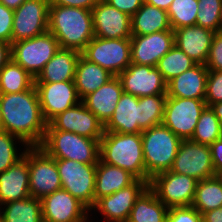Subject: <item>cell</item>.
Returning <instances> with one entry per match:
<instances>
[{
	"mask_svg": "<svg viewBox=\"0 0 222 222\" xmlns=\"http://www.w3.org/2000/svg\"><path fill=\"white\" fill-rule=\"evenodd\" d=\"M0 107L4 131L28 147L40 146L48 123L43 118L35 85L20 93L0 94Z\"/></svg>",
	"mask_w": 222,
	"mask_h": 222,
	"instance_id": "1",
	"label": "cell"
},
{
	"mask_svg": "<svg viewBox=\"0 0 222 222\" xmlns=\"http://www.w3.org/2000/svg\"><path fill=\"white\" fill-rule=\"evenodd\" d=\"M48 31L58 40L60 48L82 52L95 37L92 10L49 5Z\"/></svg>",
	"mask_w": 222,
	"mask_h": 222,
	"instance_id": "2",
	"label": "cell"
},
{
	"mask_svg": "<svg viewBox=\"0 0 222 222\" xmlns=\"http://www.w3.org/2000/svg\"><path fill=\"white\" fill-rule=\"evenodd\" d=\"M99 159L146 181L141 133L104 132L100 140Z\"/></svg>",
	"mask_w": 222,
	"mask_h": 222,
	"instance_id": "3",
	"label": "cell"
},
{
	"mask_svg": "<svg viewBox=\"0 0 222 222\" xmlns=\"http://www.w3.org/2000/svg\"><path fill=\"white\" fill-rule=\"evenodd\" d=\"M146 170V181L161 172L171 169L181 139L163 124L141 132Z\"/></svg>",
	"mask_w": 222,
	"mask_h": 222,
	"instance_id": "4",
	"label": "cell"
},
{
	"mask_svg": "<svg viewBox=\"0 0 222 222\" xmlns=\"http://www.w3.org/2000/svg\"><path fill=\"white\" fill-rule=\"evenodd\" d=\"M39 147L54 159L75 160L84 164H97L99 161L100 140L73 132L46 130Z\"/></svg>",
	"mask_w": 222,
	"mask_h": 222,
	"instance_id": "5",
	"label": "cell"
},
{
	"mask_svg": "<svg viewBox=\"0 0 222 222\" xmlns=\"http://www.w3.org/2000/svg\"><path fill=\"white\" fill-rule=\"evenodd\" d=\"M59 49L58 40L47 31L33 38L11 43V58L36 79Z\"/></svg>",
	"mask_w": 222,
	"mask_h": 222,
	"instance_id": "6",
	"label": "cell"
},
{
	"mask_svg": "<svg viewBox=\"0 0 222 222\" xmlns=\"http://www.w3.org/2000/svg\"><path fill=\"white\" fill-rule=\"evenodd\" d=\"M62 189L83 203L90 211L95 205L94 188L97 164L55 159Z\"/></svg>",
	"mask_w": 222,
	"mask_h": 222,
	"instance_id": "7",
	"label": "cell"
},
{
	"mask_svg": "<svg viewBox=\"0 0 222 222\" xmlns=\"http://www.w3.org/2000/svg\"><path fill=\"white\" fill-rule=\"evenodd\" d=\"M89 62L95 63L118 76L131 64L130 38L106 39L94 37L81 52Z\"/></svg>",
	"mask_w": 222,
	"mask_h": 222,
	"instance_id": "8",
	"label": "cell"
},
{
	"mask_svg": "<svg viewBox=\"0 0 222 222\" xmlns=\"http://www.w3.org/2000/svg\"><path fill=\"white\" fill-rule=\"evenodd\" d=\"M197 182L188 175L168 170L154 175L149 188L167 208L188 207L193 203Z\"/></svg>",
	"mask_w": 222,
	"mask_h": 222,
	"instance_id": "9",
	"label": "cell"
},
{
	"mask_svg": "<svg viewBox=\"0 0 222 222\" xmlns=\"http://www.w3.org/2000/svg\"><path fill=\"white\" fill-rule=\"evenodd\" d=\"M206 106L204 99L167 96L162 124L181 140H190Z\"/></svg>",
	"mask_w": 222,
	"mask_h": 222,
	"instance_id": "10",
	"label": "cell"
},
{
	"mask_svg": "<svg viewBox=\"0 0 222 222\" xmlns=\"http://www.w3.org/2000/svg\"><path fill=\"white\" fill-rule=\"evenodd\" d=\"M62 188L54 158L41 147H29V191L30 196L42 199Z\"/></svg>",
	"mask_w": 222,
	"mask_h": 222,
	"instance_id": "11",
	"label": "cell"
},
{
	"mask_svg": "<svg viewBox=\"0 0 222 222\" xmlns=\"http://www.w3.org/2000/svg\"><path fill=\"white\" fill-rule=\"evenodd\" d=\"M170 171L197 181L216 176L209 145L182 140Z\"/></svg>",
	"mask_w": 222,
	"mask_h": 222,
	"instance_id": "12",
	"label": "cell"
},
{
	"mask_svg": "<svg viewBox=\"0 0 222 222\" xmlns=\"http://www.w3.org/2000/svg\"><path fill=\"white\" fill-rule=\"evenodd\" d=\"M49 5V0H26L14 10L12 43L48 31Z\"/></svg>",
	"mask_w": 222,
	"mask_h": 222,
	"instance_id": "13",
	"label": "cell"
},
{
	"mask_svg": "<svg viewBox=\"0 0 222 222\" xmlns=\"http://www.w3.org/2000/svg\"><path fill=\"white\" fill-rule=\"evenodd\" d=\"M46 130L73 132L98 140H101L105 132L104 124L86 108L82 101L54 117L47 124Z\"/></svg>",
	"mask_w": 222,
	"mask_h": 222,
	"instance_id": "14",
	"label": "cell"
},
{
	"mask_svg": "<svg viewBox=\"0 0 222 222\" xmlns=\"http://www.w3.org/2000/svg\"><path fill=\"white\" fill-rule=\"evenodd\" d=\"M148 187L147 181L136 179L118 192L98 199L91 211L98 210L106 222H127L136 200Z\"/></svg>",
	"mask_w": 222,
	"mask_h": 222,
	"instance_id": "15",
	"label": "cell"
},
{
	"mask_svg": "<svg viewBox=\"0 0 222 222\" xmlns=\"http://www.w3.org/2000/svg\"><path fill=\"white\" fill-rule=\"evenodd\" d=\"M117 77L120 79L123 92L138 98L167 94V83L156 66L131 63Z\"/></svg>",
	"mask_w": 222,
	"mask_h": 222,
	"instance_id": "16",
	"label": "cell"
},
{
	"mask_svg": "<svg viewBox=\"0 0 222 222\" xmlns=\"http://www.w3.org/2000/svg\"><path fill=\"white\" fill-rule=\"evenodd\" d=\"M44 120L49 123L59 113L81 102L74 80L35 83Z\"/></svg>",
	"mask_w": 222,
	"mask_h": 222,
	"instance_id": "17",
	"label": "cell"
},
{
	"mask_svg": "<svg viewBox=\"0 0 222 222\" xmlns=\"http://www.w3.org/2000/svg\"><path fill=\"white\" fill-rule=\"evenodd\" d=\"M41 202L43 222H85L92 214L83 203L62 188L44 196Z\"/></svg>",
	"mask_w": 222,
	"mask_h": 222,
	"instance_id": "18",
	"label": "cell"
},
{
	"mask_svg": "<svg viewBox=\"0 0 222 222\" xmlns=\"http://www.w3.org/2000/svg\"><path fill=\"white\" fill-rule=\"evenodd\" d=\"M130 40L131 63L155 67L159 60L174 46V31L132 35Z\"/></svg>",
	"mask_w": 222,
	"mask_h": 222,
	"instance_id": "19",
	"label": "cell"
},
{
	"mask_svg": "<svg viewBox=\"0 0 222 222\" xmlns=\"http://www.w3.org/2000/svg\"><path fill=\"white\" fill-rule=\"evenodd\" d=\"M94 36L106 39L131 38V17L100 0L92 9Z\"/></svg>",
	"mask_w": 222,
	"mask_h": 222,
	"instance_id": "20",
	"label": "cell"
},
{
	"mask_svg": "<svg viewBox=\"0 0 222 222\" xmlns=\"http://www.w3.org/2000/svg\"><path fill=\"white\" fill-rule=\"evenodd\" d=\"M29 196V147H27L22 158L6 171L0 172V206Z\"/></svg>",
	"mask_w": 222,
	"mask_h": 222,
	"instance_id": "21",
	"label": "cell"
},
{
	"mask_svg": "<svg viewBox=\"0 0 222 222\" xmlns=\"http://www.w3.org/2000/svg\"><path fill=\"white\" fill-rule=\"evenodd\" d=\"M174 45L197 64H206L212 40L216 32L198 25L174 29Z\"/></svg>",
	"mask_w": 222,
	"mask_h": 222,
	"instance_id": "22",
	"label": "cell"
},
{
	"mask_svg": "<svg viewBox=\"0 0 222 222\" xmlns=\"http://www.w3.org/2000/svg\"><path fill=\"white\" fill-rule=\"evenodd\" d=\"M105 132L141 133L140 98L123 92L114 113L104 125Z\"/></svg>",
	"mask_w": 222,
	"mask_h": 222,
	"instance_id": "23",
	"label": "cell"
},
{
	"mask_svg": "<svg viewBox=\"0 0 222 222\" xmlns=\"http://www.w3.org/2000/svg\"><path fill=\"white\" fill-rule=\"evenodd\" d=\"M122 93L123 88L120 79L114 76L81 101L105 125L112 117Z\"/></svg>",
	"mask_w": 222,
	"mask_h": 222,
	"instance_id": "24",
	"label": "cell"
},
{
	"mask_svg": "<svg viewBox=\"0 0 222 222\" xmlns=\"http://www.w3.org/2000/svg\"><path fill=\"white\" fill-rule=\"evenodd\" d=\"M208 72L204 64H196L167 83V96L204 99Z\"/></svg>",
	"mask_w": 222,
	"mask_h": 222,
	"instance_id": "25",
	"label": "cell"
},
{
	"mask_svg": "<svg viewBox=\"0 0 222 222\" xmlns=\"http://www.w3.org/2000/svg\"><path fill=\"white\" fill-rule=\"evenodd\" d=\"M81 52L60 48L36 77L35 83H52L74 80L76 64Z\"/></svg>",
	"mask_w": 222,
	"mask_h": 222,
	"instance_id": "26",
	"label": "cell"
},
{
	"mask_svg": "<svg viewBox=\"0 0 222 222\" xmlns=\"http://www.w3.org/2000/svg\"><path fill=\"white\" fill-rule=\"evenodd\" d=\"M135 180L136 178L124 169L106 164L99 159L94 188L95 203L101 197L118 192Z\"/></svg>",
	"mask_w": 222,
	"mask_h": 222,
	"instance_id": "27",
	"label": "cell"
},
{
	"mask_svg": "<svg viewBox=\"0 0 222 222\" xmlns=\"http://www.w3.org/2000/svg\"><path fill=\"white\" fill-rule=\"evenodd\" d=\"M114 75L101 66L89 62L80 55L75 69L74 83L79 98L82 100L89 93L106 84Z\"/></svg>",
	"mask_w": 222,
	"mask_h": 222,
	"instance_id": "28",
	"label": "cell"
},
{
	"mask_svg": "<svg viewBox=\"0 0 222 222\" xmlns=\"http://www.w3.org/2000/svg\"><path fill=\"white\" fill-rule=\"evenodd\" d=\"M167 30H172L167 11L145 2L131 17L132 35H147Z\"/></svg>",
	"mask_w": 222,
	"mask_h": 222,
	"instance_id": "29",
	"label": "cell"
},
{
	"mask_svg": "<svg viewBox=\"0 0 222 222\" xmlns=\"http://www.w3.org/2000/svg\"><path fill=\"white\" fill-rule=\"evenodd\" d=\"M168 211L148 187L136 200L127 222H166Z\"/></svg>",
	"mask_w": 222,
	"mask_h": 222,
	"instance_id": "30",
	"label": "cell"
},
{
	"mask_svg": "<svg viewBox=\"0 0 222 222\" xmlns=\"http://www.w3.org/2000/svg\"><path fill=\"white\" fill-rule=\"evenodd\" d=\"M191 206L201 215L207 211L222 207V178L216 175L198 181Z\"/></svg>",
	"mask_w": 222,
	"mask_h": 222,
	"instance_id": "31",
	"label": "cell"
},
{
	"mask_svg": "<svg viewBox=\"0 0 222 222\" xmlns=\"http://www.w3.org/2000/svg\"><path fill=\"white\" fill-rule=\"evenodd\" d=\"M1 208L3 222H43L41 199L29 196L5 203Z\"/></svg>",
	"mask_w": 222,
	"mask_h": 222,
	"instance_id": "32",
	"label": "cell"
},
{
	"mask_svg": "<svg viewBox=\"0 0 222 222\" xmlns=\"http://www.w3.org/2000/svg\"><path fill=\"white\" fill-rule=\"evenodd\" d=\"M34 85L35 78L12 59L0 71V94L20 93Z\"/></svg>",
	"mask_w": 222,
	"mask_h": 222,
	"instance_id": "33",
	"label": "cell"
},
{
	"mask_svg": "<svg viewBox=\"0 0 222 222\" xmlns=\"http://www.w3.org/2000/svg\"><path fill=\"white\" fill-rule=\"evenodd\" d=\"M197 63L186 53L174 45L158 62V71L168 83L173 78L192 68Z\"/></svg>",
	"mask_w": 222,
	"mask_h": 222,
	"instance_id": "34",
	"label": "cell"
},
{
	"mask_svg": "<svg viewBox=\"0 0 222 222\" xmlns=\"http://www.w3.org/2000/svg\"><path fill=\"white\" fill-rule=\"evenodd\" d=\"M221 137V124L211 107L206 106L201 112L195 131L190 140L198 144L210 146Z\"/></svg>",
	"mask_w": 222,
	"mask_h": 222,
	"instance_id": "35",
	"label": "cell"
},
{
	"mask_svg": "<svg viewBox=\"0 0 222 222\" xmlns=\"http://www.w3.org/2000/svg\"><path fill=\"white\" fill-rule=\"evenodd\" d=\"M198 0H173L167 13L171 29L196 25Z\"/></svg>",
	"mask_w": 222,
	"mask_h": 222,
	"instance_id": "36",
	"label": "cell"
},
{
	"mask_svg": "<svg viewBox=\"0 0 222 222\" xmlns=\"http://www.w3.org/2000/svg\"><path fill=\"white\" fill-rule=\"evenodd\" d=\"M167 94L140 97L141 129L162 124Z\"/></svg>",
	"mask_w": 222,
	"mask_h": 222,
	"instance_id": "37",
	"label": "cell"
},
{
	"mask_svg": "<svg viewBox=\"0 0 222 222\" xmlns=\"http://www.w3.org/2000/svg\"><path fill=\"white\" fill-rule=\"evenodd\" d=\"M22 144L24 147L17 148L16 144ZM28 146L17 136L10 134L4 130L0 131V172L6 171L9 167L15 164L20 158L24 156L25 150ZM20 151H18V150ZM20 152V153H19Z\"/></svg>",
	"mask_w": 222,
	"mask_h": 222,
	"instance_id": "38",
	"label": "cell"
},
{
	"mask_svg": "<svg viewBox=\"0 0 222 222\" xmlns=\"http://www.w3.org/2000/svg\"><path fill=\"white\" fill-rule=\"evenodd\" d=\"M222 0H198L196 25L213 32L222 31L220 22V7Z\"/></svg>",
	"mask_w": 222,
	"mask_h": 222,
	"instance_id": "39",
	"label": "cell"
},
{
	"mask_svg": "<svg viewBox=\"0 0 222 222\" xmlns=\"http://www.w3.org/2000/svg\"><path fill=\"white\" fill-rule=\"evenodd\" d=\"M206 105L222 102V71L209 70L206 80Z\"/></svg>",
	"mask_w": 222,
	"mask_h": 222,
	"instance_id": "40",
	"label": "cell"
},
{
	"mask_svg": "<svg viewBox=\"0 0 222 222\" xmlns=\"http://www.w3.org/2000/svg\"><path fill=\"white\" fill-rule=\"evenodd\" d=\"M166 222H202V215L192 206L171 207Z\"/></svg>",
	"mask_w": 222,
	"mask_h": 222,
	"instance_id": "41",
	"label": "cell"
},
{
	"mask_svg": "<svg viewBox=\"0 0 222 222\" xmlns=\"http://www.w3.org/2000/svg\"><path fill=\"white\" fill-rule=\"evenodd\" d=\"M205 66L208 70L222 71V31L213 37Z\"/></svg>",
	"mask_w": 222,
	"mask_h": 222,
	"instance_id": "42",
	"label": "cell"
},
{
	"mask_svg": "<svg viewBox=\"0 0 222 222\" xmlns=\"http://www.w3.org/2000/svg\"><path fill=\"white\" fill-rule=\"evenodd\" d=\"M14 10L0 3V40L12 43Z\"/></svg>",
	"mask_w": 222,
	"mask_h": 222,
	"instance_id": "43",
	"label": "cell"
},
{
	"mask_svg": "<svg viewBox=\"0 0 222 222\" xmlns=\"http://www.w3.org/2000/svg\"><path fill=\"white\" fill-rule=\"evenodd\" d=\"M114 8L132 17L143 5L144 0H105Z\"/></svg>",
	"mask_w": 222,
	"mask_h": 222,
	"instance_id": "44",
	"label": "cell"
},
{
	"mask_svg": "<svg viewBox=\"0 0 222 222\" xmlns=\"http://www.w3.org/2000/svg\"><path fill=\"white\" fill-rule=\"evenodd\" d=\"M211 157L215 172L222 175V137L210 145Z\"/></svg>",
	"mask_w": 222,
	"mask_h": 222,
	"instance_id": "45",
	"label": "cell"
},
{
	"mask_svg": "<svg viewBox=\"0 0 222 222\" xmlns=\"http://www.w3.org/2000/svg\"><path fill=\"white\" fill-rule=\"evenodd\" d=\"M100 0H49L50 5L77 7L92 10Z\"/></svg>",
	"mask_w": 222,
	"mask_h": 222,
	"instance_id": "46",
	"label": "cell"
},
{
	"mask_svg": "<svg viewBox=\"0 0 222 222\" xmlns=\"http://www.w3.org/2000/svg\"><path fill=\"white\" fill-rule=\"evenodd\" d=\"M11 59V43L0 40V71Z\"/></svg>",
	"mask_w": 222,
	"mask_h": 222,
	"instance_id": "47",
	"label": "cell"
},
{
	"mask_svg": "<svg viewBox=\"0 0 222 222\" xmlns=\"http://www.w3.org/2000/svg\"><path fill=\"white\" fill-rule=\"evenodd\" d=\"M202 222H222V207L203 213Z\"/></svg>",
	"mask_w": 222,
	"mask_h": 222,
	"instance_id": "48",
	"label": "cell"
},
{
	"mask_svg": "<svg viewBox=\"0 0 222 222\" xmlns=\"http://www.w3.org/2000/svg\"><path fill=\"white\" fill-rule=\"evenodd\" d=\"M144 2L167 11L173 0H144Z\"/></svg>",
	"mask_w": 222,
	"mask_h": 222,
	"instance_id": "49",
	"label": "cell"
},
{
	"mask_svg": "<svg viewBox=\"0 0 222 222\" xmlns=\"http://www.w3.org/2000/svg\"><path fill=\"white\" fill-rule=\"evenodd\" d=\"M26 0H0L9 9L16 10Z\"/></svg>",
	"mask_w": 222,
	"mask_h": 222,
	"instance_id": "50",
	"label": "cell"
},
{
	"mask_svg": "<svg viewBox=\"0 0 222 222\" xmlns=\"http://www.w3.org/2000/svg\"><path fill=\"white\" fill-rule=\"evenodd\" d=\"M210 107L214 111L222 127V102L212 104Z\"/></svg>",
	"mask_w": 222,
	"mask_h": 222,
	"instance_id": "51",
	"label": "cell"
},
{
	"mask_svg": "<svg viewBox=\"0 0 222 222\" xmlns=\"http://www.w3.org/2000/svg\"><path fill=\"white\" fill-rule=\"evenodd\" d=\"M3 130L2 129V113H1V107H0V131Z\"/></svg>",
	"mask_w": 222,
	"mask_h": 222,
	"instance_id": "52",
	"label": "cell"
},
{
	"mask_svg": "<svg viewBox=\"0 0 222 222\" xmlns=\"http://www.w3.org/2000/svg\"><path fill=\"white\" fill-rule=\"evenodd\" d=\"M0 222H3V212L1 206H0Z\"/></svg>",
	"mask_w": 222,
	"mask_h": 222,
	"instance_id": "53",
	"label": "cell"
},
{
	"mask_svg": "<svg viewBox=\"0 0 222 222\" xmlns=\"http://www.w3.org/2000/svg\"><path fill=\"white\" fill-rule=\"evenodd\" d=\"M220 22H221V27H222V5L220 7Z\"/></svg>",
	"mask_w": 222,
	"mask_h": 222,
	"instance_id": "54",
	"label": "cell"
}]
</instances>
